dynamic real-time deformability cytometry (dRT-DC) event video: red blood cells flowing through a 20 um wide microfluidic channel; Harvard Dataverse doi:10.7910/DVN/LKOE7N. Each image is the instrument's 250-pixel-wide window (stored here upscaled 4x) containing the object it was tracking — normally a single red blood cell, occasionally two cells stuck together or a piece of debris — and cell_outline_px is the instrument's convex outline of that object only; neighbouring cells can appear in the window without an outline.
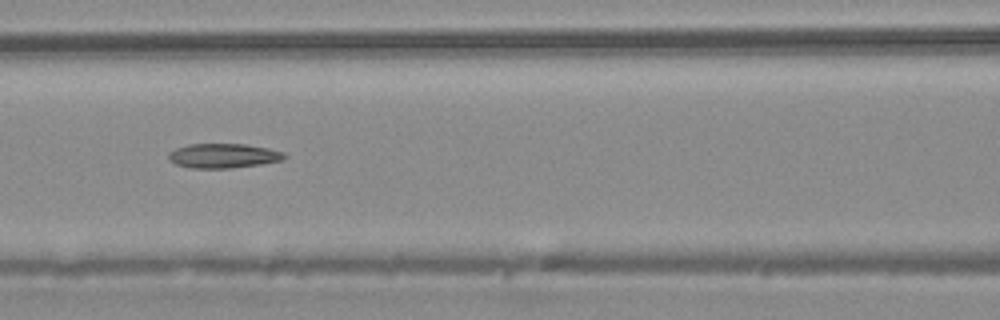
{"species": "common noctule bat (a hibernating species)", "species_latin": "Nyctalus noctula", "temperature_condition": "warm", "stored_images_in_passage": 37, "camera_frame_rate_fps": 3000, "um_per_image_px": 0.085, "animal": {"sex": "male", "body_mass_g": 20.4}, "frame": {"image": 1, "passage_image": 11, "time_ms": 3.333, "image_size_px": [1000, 320], "cell_outline_px": [[288, 156], [284, 160], [260, 164], [232, 168], [188, 168], [176, 164], [168, 160], [168, 152], [176, 148], [188, 144], [244, 144], [268, 148], [284, 152]], "centroid_in_image_um": [18.98, 13.24], "position_along_channel_um": 147.6, "area_um2": 16.7}}
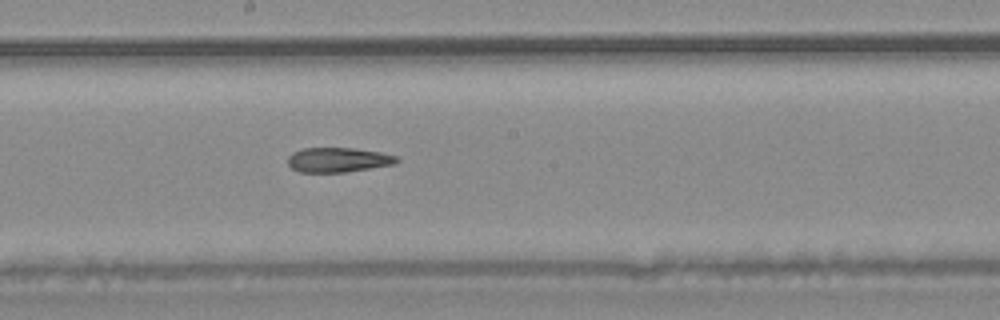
{"frame": {"image": 2, "passage_image": 16, "time_ms": 5.0, "image_size_px": [1000, 320], "cell_outline_px": [[400, 160], [396, 164], [344, 172], [300, 172], [292, 168], [288, 164], [288, 156], [292, 152], [304, 148], [352, 148], [380, 152], [396, 156]], "centroid_in_image_um": [28.74, 13.58], "position_along_channel_um": 219.5, "area_um2": 15.61}}